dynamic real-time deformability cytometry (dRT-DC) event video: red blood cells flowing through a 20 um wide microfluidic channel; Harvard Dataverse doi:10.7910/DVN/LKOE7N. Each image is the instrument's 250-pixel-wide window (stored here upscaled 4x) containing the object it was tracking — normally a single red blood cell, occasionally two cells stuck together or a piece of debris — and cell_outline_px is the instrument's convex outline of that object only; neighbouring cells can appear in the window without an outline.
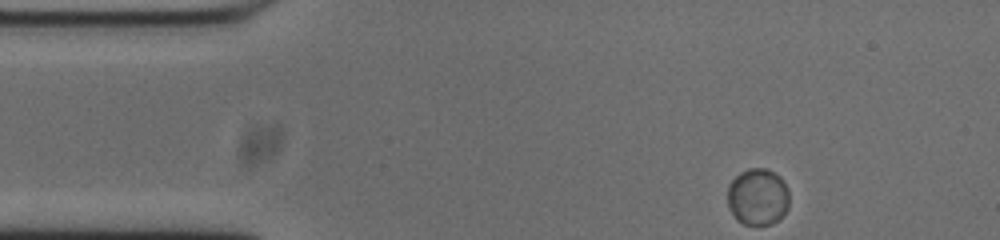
{"species": "common noctule bat (a hibernating species)", "species_latin": "Nyctalus noctula", "temperature_condition": "cold", "stored_images_in_passage": 49, "camera_frame_rate_fps": 3000, "um_per_image_px": 0.085, "animal": {"sex": "male", "body_mass_g": 20.0, "forearm_length_mm": 53.3}, "frame": {"image": 1, "passage_image": 1, "time_ms": 0.0, "image_size_px": [1000, 240], "cell_outline_px": [[788, 208], [772, 224], [744, 224], [736, 220], [728, 208], [728, 184], [740, 172], [748, 168], [764, 168], [780, 176], [784, 180], [788, 192]], "centroid_in_image_um": [64.38, 16.72], "position_along_channel_um": 20.6, "area_um2": 20.4}}
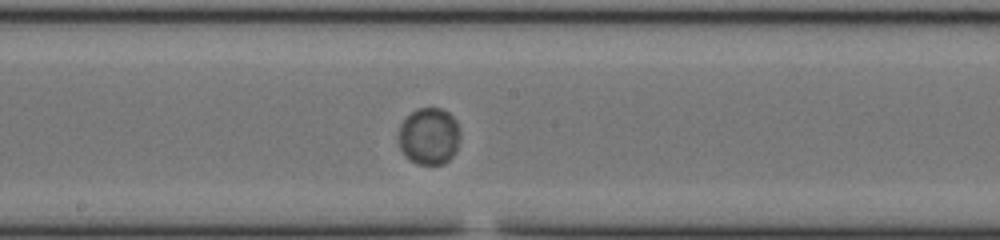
{"frame": {"image": 2, "passage_image": 22, "time_ms": 7.0, "image_size_px": [1000, 240], "cell_outline_px": [[460, 140], [452, 156], [444, 164], [416, 164], [408, 160], [400, 148], [400, 124], [416, 108], [440, 108], [448, 112], [456, 120], [460, 136]], "centroid_in_image_um": [36.48, 11.58], "position_along_channel_um": 211.7, "area_um2": 20.35}}
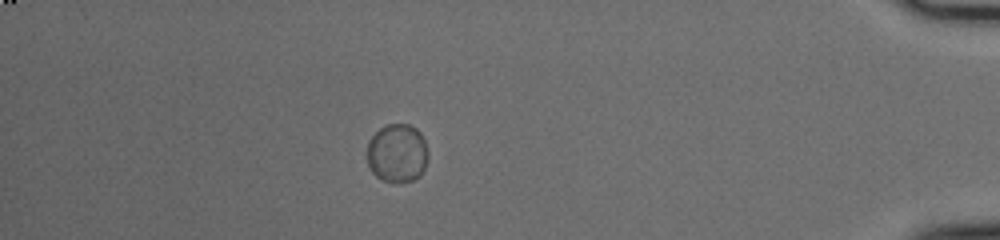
{"frame": {"image": 3, "passage_image": 42, "time_ms": 13.667, "image_size_px": [1000, 240], "cell_outline_px": [[428, 160], [424, 172], [420, 176], [412, 180], [400, 184], [396, 184], [380, 180], [368, 168], [368, 140], [384, 124], [408, 124], [416, 128], [420, 132], [424, 140], [428, 152]], "centroid_in_image_um": [33.78, 13.05], "position_along_channel_um": 401.4, "area_um2": 21.39}}